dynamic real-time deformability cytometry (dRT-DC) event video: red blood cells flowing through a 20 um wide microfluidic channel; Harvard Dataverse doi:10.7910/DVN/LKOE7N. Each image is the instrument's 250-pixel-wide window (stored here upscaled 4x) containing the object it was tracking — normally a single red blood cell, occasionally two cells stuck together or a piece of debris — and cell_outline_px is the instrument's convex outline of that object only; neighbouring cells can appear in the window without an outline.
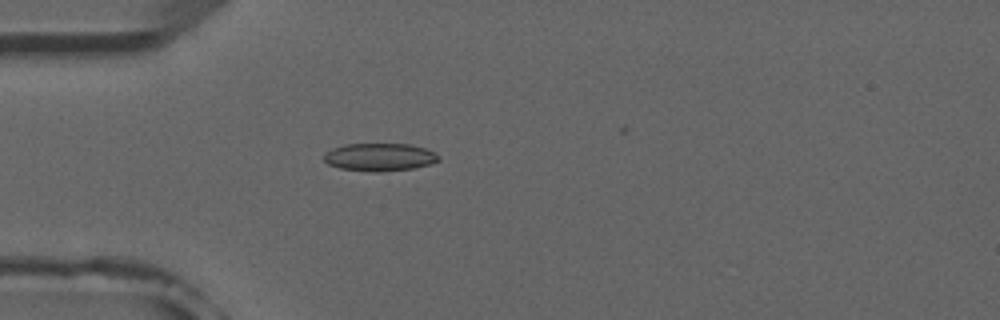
{"species": "common noctule bat (a hibernating species)", "species_latin": "Nyctalus noctula", "temperature_condition": "room temperature", "stored_images_in_passage": 4, "camera_frame_rate_fps": 3000, "um_per_image_px": 0.085, "animal": {"sex": "male", "forearm_length_mm": 52.5}, "frame": {"image": 1, "passage_image": 4, "time_ms": 4.333, "image_size_px": [1000, 320], "cell_outline_px": [[440, 160], [428, 164], [412, 168], [380, 172], [372, 172], [340, 168], [328, 164], [324, 160], [324, 152], [332, 148], [344, 144], [408, 144], [424, 148], [440, 156]], "centroid_in_image_um": [32.22, 13.35], "position_along_channel_um": 52.8, "area_um2": 18.5}}